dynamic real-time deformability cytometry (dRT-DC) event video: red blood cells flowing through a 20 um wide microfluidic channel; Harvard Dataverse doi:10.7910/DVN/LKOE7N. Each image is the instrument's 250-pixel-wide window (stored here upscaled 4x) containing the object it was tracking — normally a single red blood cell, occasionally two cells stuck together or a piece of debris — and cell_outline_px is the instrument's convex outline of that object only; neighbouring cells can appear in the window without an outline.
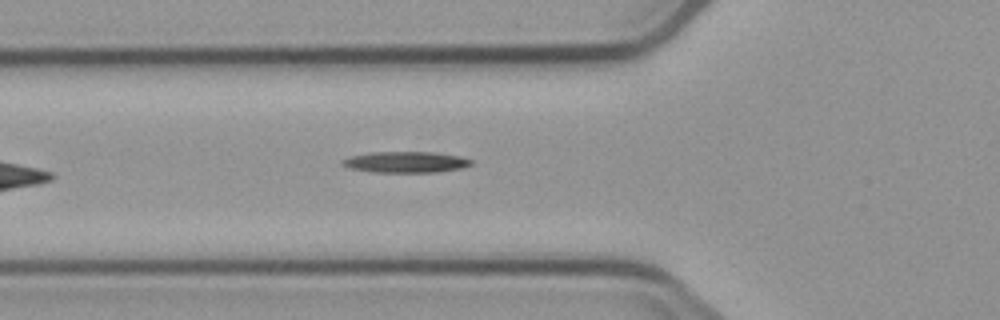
{"species": "common noctule bat (a hibernating species)", "species_latin": "Nyctalus noctula", "temperature_condition": "cold", "stored_images_in_passage": 5, "camera_frame_rate_fps": 3000, "um_per_image_px": 0.085, "animal": {"sex": "male", "body_mass_g": 23.1, "forearm_length_mm": 52.7}, "frame": {"image": 1, "passage_image": 5, "time_ms": 5.333, "image_size_px": [1000, 320], "cell_outline_px": [[472, 164], [460, 168], [436, 172], [376, 172], [348, 168], [340, 164], [340, 160], [352, 156], [368, 152], [432, 152], [460, 156], [472, 160]], "centroid_in_image_um": [34.44, 13.77], "position_along_channel_um": 91.4, "area_um2": 15.78}}